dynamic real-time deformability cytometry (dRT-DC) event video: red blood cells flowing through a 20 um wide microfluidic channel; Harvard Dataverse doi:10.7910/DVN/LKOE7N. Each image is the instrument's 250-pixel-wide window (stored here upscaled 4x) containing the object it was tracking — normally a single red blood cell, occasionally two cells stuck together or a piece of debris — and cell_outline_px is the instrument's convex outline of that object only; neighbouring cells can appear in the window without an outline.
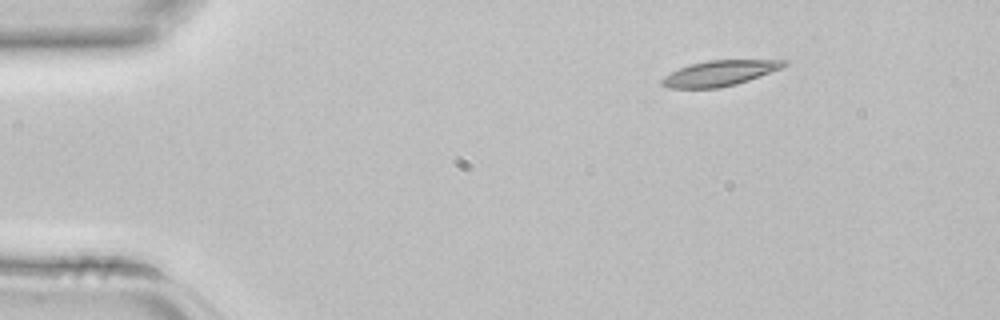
{"species": "common noctule bat (a hibernating species)", "species_latin": "Nyctalus noctula", "temperature_condition": "room temperature", "stored_images_in_passage": 2, "camera_frame_rate_fps": 3000, "um_per_image_px": 0.085, "animal": {"sex": "female", "body_mass_g": 22.7, "forearm_length_mm": 54.2}, "frame": {"image": 1, "passage_image": 1, "time_ms": 0.0, "image_size_px": [1000, 320], "cell_outline_px": [[788, 64], [780, 68], [748, 80], [736, 84], [720, 88], [668, 88], [660, 84], [660, 80], [664, 76], [680, 68], [692, 64], [708, 60], [788, 60]], "centroid_in_image_um": [61.13, 6.23], "position_along_channel_um": 23.9, "area_um2": 17.86}}
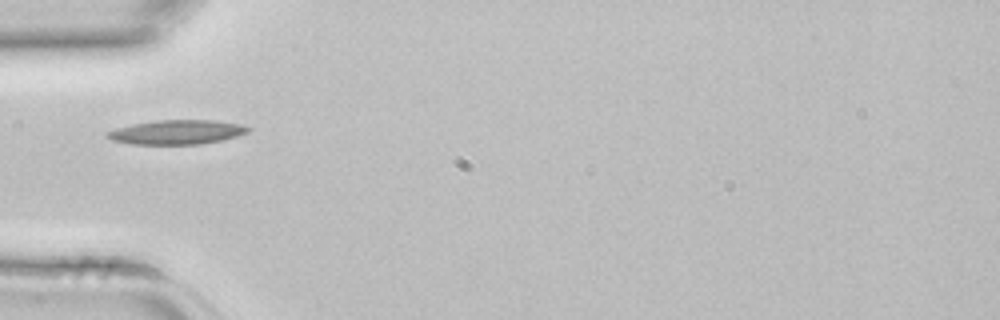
{"frame": {"image": 2, "passage_image": 2, "time_ms": 0.333, "image_size_px": [1000, 320], "cell_outline_px": [[252, 128], [248, 132], [236, 136], [220, 140], [200, 144], [132, 144], [112, 140], [104, 136], [108, 132], [116, 128], [132, 124], [156, 120], [216, 120], [240, 124]], "centroid_in_image_um": [15.02, 11.22], "position_along_channel_um": 70.0, "area_um2": 19.88}}